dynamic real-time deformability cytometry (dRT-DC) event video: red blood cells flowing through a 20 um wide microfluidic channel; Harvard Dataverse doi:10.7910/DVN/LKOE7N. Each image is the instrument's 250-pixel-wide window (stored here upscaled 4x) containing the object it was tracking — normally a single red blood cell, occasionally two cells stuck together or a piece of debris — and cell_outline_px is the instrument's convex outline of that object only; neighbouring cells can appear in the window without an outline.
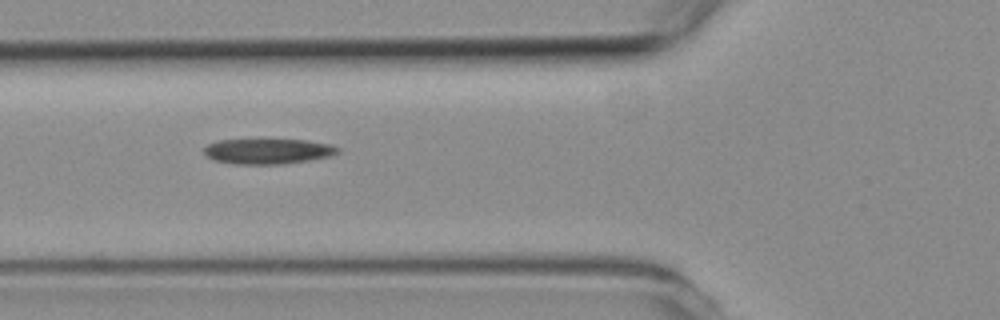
{"species": "common noctule bat (a hibernating species)", "species_latin": "Nyctalus noctula", "temperature_condition": "room temperature", "stored_images_in_passage": 4, "camera_frame_rate_fps": 3000, "um_per_image_px": 0.085, "animal": {"sex": "female", "body_mass_g": 19.3, "forearm_length_mm": 54.1}, "frame": {"image": 1, "passage_image": 2, "time_ms": 1.0, "image_size_px": [1000, 320], "cell_outline_px": [[340, 152], [332, 156], [308, 160], [280, 164], [232, 164], [212, 160], [204, 152], [204, 148], [208, 144], [220, 140], [304, 140], [328, 144], [340, 148]], "centroid_in_image_um": [22.77, 12.87], "position_along_channel_um": 103.0, "area_um2": 19.59}}
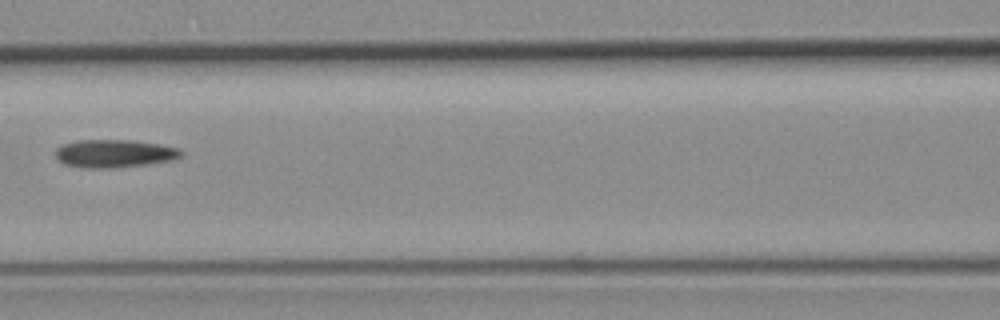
{"frame": {"image": 2, "passage_image": 3, "time_ms": 2.333, "image_size_px": [1000, 320], "cell_outline_px": [[184, 152], [176, 160], [148, 164], [112, 168], [84, 168], [64, 164], [56, 156], [56, 148], [64, 144], [76, 140], [128, 140], [156, 144], [176, 148]], "centroid_in_image_um": [9.71, 13.06], "position_along_channel_um": 156.9, "area_um2": 20.35}}
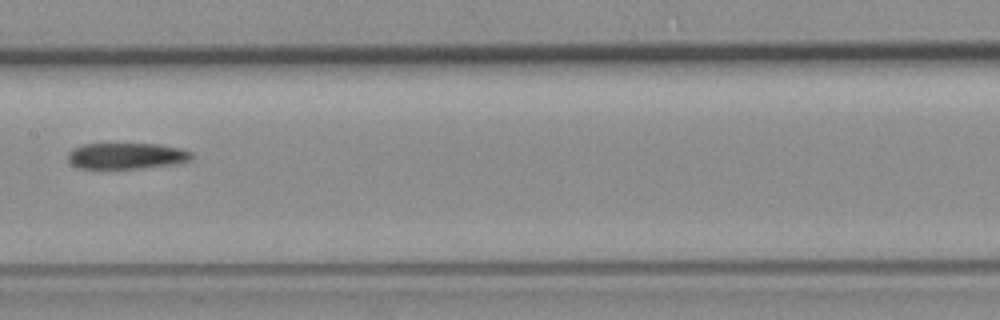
{"frame": {"image": 3, "passage_image": 4, "time_ms": 3.333, "image_size_px": [1000, 320], "cell_outline_px": [[196, 156], [192, 160], [180, 164], [144, 168], [80, 168], [72, 164], [68, 160], [68, 152], [84, 144], [156, 144], [180, 148], [192, 152]], "centroid_in_image_um": [10.86, 13.26], "position_along_channel_um": 196.5, "area_um2": 18.96}}